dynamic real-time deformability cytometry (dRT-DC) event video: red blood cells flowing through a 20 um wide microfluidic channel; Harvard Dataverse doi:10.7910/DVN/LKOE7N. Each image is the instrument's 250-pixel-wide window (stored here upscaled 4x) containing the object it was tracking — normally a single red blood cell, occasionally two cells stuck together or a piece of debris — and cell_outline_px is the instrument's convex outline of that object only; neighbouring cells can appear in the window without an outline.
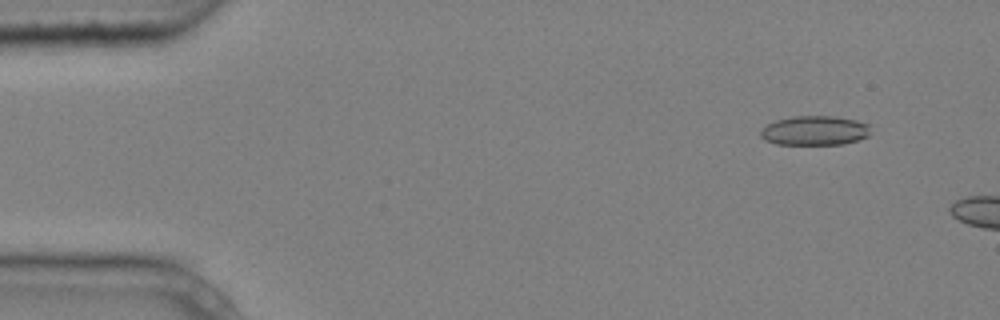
{"species": "common noctule bat (a hibernating species)", "species_latin": "Nyctalus noctula", "temperature_condition": "cold", "stored_images_in_passage": 3, "camera_frame_rate_fps": 3000, "um_per_image_px": 0.085, "animal": {"sex": "male", "body_mass_g": 20.4}, "frame": {"image": 1, "passage_image": 2, "time_ms": 0.333, "image_size_px": [1000, 320], "cell_outline_px": [[872, 124], [868, 136], [860, 140], [844, 144], [776, 144], [764, 140], [760, 136], [760, 128], [776, 120], [792, 116], [836, 116], [856, 120]], "centroid_in_image_um": [69.27, 11.09], "position_along_channel_um": 15.7, "area_um2": 19.19}}